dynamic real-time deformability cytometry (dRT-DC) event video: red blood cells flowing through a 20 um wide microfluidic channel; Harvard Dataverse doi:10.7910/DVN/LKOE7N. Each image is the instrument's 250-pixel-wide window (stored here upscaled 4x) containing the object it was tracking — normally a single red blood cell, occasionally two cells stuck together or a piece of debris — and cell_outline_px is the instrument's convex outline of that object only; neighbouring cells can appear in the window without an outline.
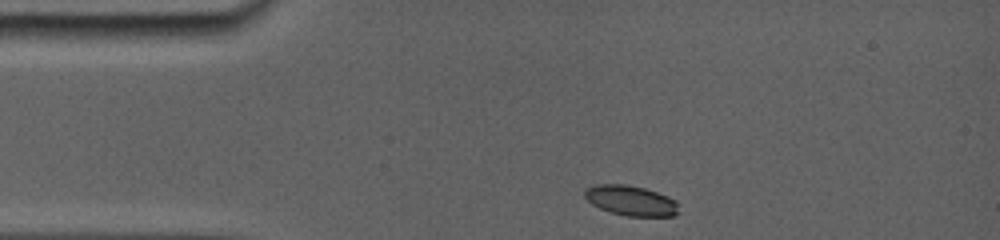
{"species": "common noctule bat (a hibernating species)", "species_latin": "Nyctalus noctula", "temperature_condition": "room temperature", "stored_images_in_passage": 48, "camera_frame_rate_fps": 5000, "um_per_image_px": 0.085, "animal": {"sex": "female", "body_mass_g": 19.0, "forearm_length_mm": 56.7}, "frame": {"image": 1, "passage_image": 1, "time_ms": 0.0, "image_size_px": [1000, 240], "cell_outline_px": [[680, 212], [676, 216], [628, 216], [612, 212], [600, 208], [592, 204], [584, 196], [584, 188], [592, 184], [628, 184], [644, 188], [668, 196], [676, 200], [680, 204]], "centroid_in_image_um": [53.66, 17.04], "position_along_channel_um": 31.3, "area_um2": 16.82}}
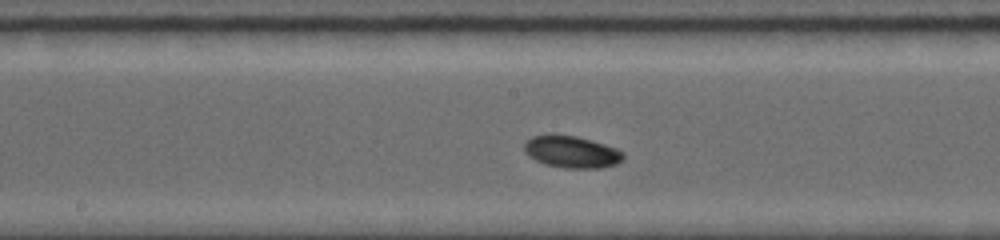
{"frame": {"image": 2, "passage_image": 27, "time_ms": 5.4, "image_size_px": [1000, 240], "cell_outline_px": [[624, 160], [616, 164], [600, 168], [564, 168], [544, 164], [528, 156], [524, 152], [524, 144], [532, 136], [572, 136], [604, 144], [616, 148], [624, 156]], "centroid_in_image_um": [48.59, 12.95], "position_along_channel_um": 199.6, "area_um2": 17.98}}
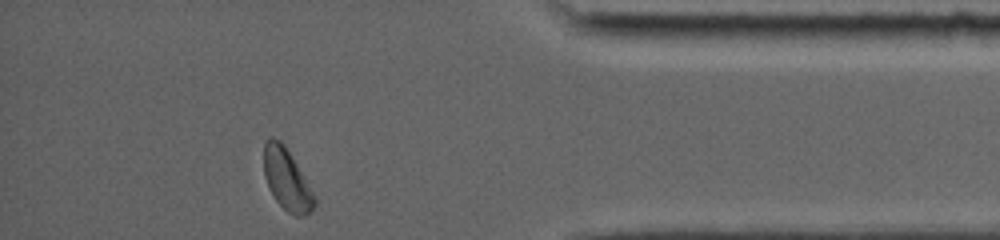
{"frame": {"image": 3, "passage_image": 47, "time_ms": 11.4, "image_size_px": [1000, 240], "cell_outline_px": [[316, 204], [312, 212], [304, 216], [296, 216], [288, 212], [276, 200], [264, 176], [264, 140], [268, 136], [272, 136], [280, 140], [284, 144], [296, 164], [312, 192], [316, 200]], "centroid_in_image_um": [24.36, 15.24], "position_along_channel_um": 410.8, "area_um2": 17.8}, "authors_computed_cell_mechanics": {"area_um2": 17.8024, "velocity_mm_per_s": 3.8296, "shape_relaxation_time_tau1_ms": 1.7507, "shape_relaxation_time_tau2_ms": null, "deformation_change_tau1": 0.1104, "deformation_change_tau2": null}}